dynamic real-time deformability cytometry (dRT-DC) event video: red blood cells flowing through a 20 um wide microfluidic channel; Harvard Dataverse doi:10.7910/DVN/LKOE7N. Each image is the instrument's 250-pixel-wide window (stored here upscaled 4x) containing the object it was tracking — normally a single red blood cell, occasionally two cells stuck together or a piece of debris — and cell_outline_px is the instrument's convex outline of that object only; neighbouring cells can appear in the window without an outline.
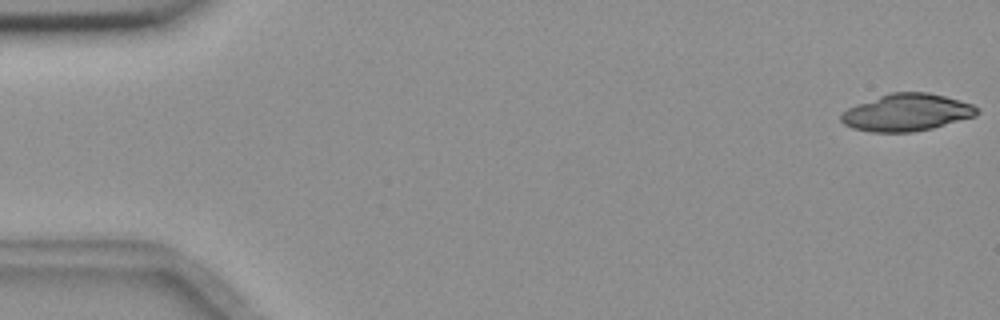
{"species": "common noctule bat (a hibernating species)", "species_latin": "Nyctalus noctula", "temperature_condition": "room temperature", "stored_images_in_passage": 55, "camera_frame_rate_fps": 3000, "um_per_image_px": 0.085, "animal": {"sex": "female", "body_mass_g": 18.4}, "frame": {"image": 1, "passage_image": 1, "time_ms": 0.0, "image_size_px": [1000, 320], "cell_outline_px": [[980, 112], [976, 116], [932, 128], [912, 132], [872, 132], [852, 128], [844, 124], [840, 120], [840, 116], [848, 108], [880, 96], [892, 92], [928, 92], [960, 100], [972, 104], [980, 108]], "centroid_in_image_um": [77.11, 9.56], "position_along_channel_um": 7.9, "area_um2": 29.3}}
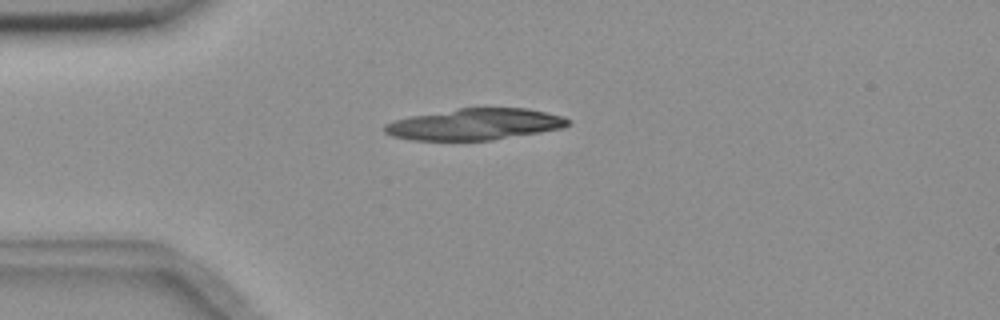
{"frame": {"image": 2, "passage_image": 14, "time_ms": 4.333, "image_size_px": [1000, 320], "cell_outline_px": [[572, 124], [564, 128], [492, 140], [412, 140], [392, 136], [384, 132], [384, 124], [396, 120], [412, 116], [456, 108], [528, 108], [564, 116], [572, 120]], "centroid_in_image_um": [40.42, 10.56], "position_along_channel_um": 44.6, "area_um2": 33.64}}